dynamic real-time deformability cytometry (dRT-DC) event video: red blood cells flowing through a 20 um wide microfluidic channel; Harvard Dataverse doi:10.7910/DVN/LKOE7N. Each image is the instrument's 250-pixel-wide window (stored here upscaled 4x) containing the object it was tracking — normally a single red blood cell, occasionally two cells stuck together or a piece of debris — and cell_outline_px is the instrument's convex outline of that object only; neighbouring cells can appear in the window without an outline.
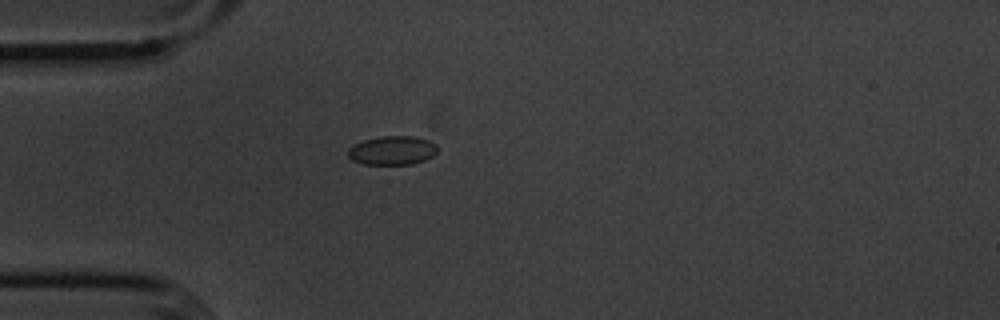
{"species": "common noctule bat (a hibernating species)", "species_latin": "Nyctalus noctula", "temperature_condition": "cold", "stored_images_in_passage": 2, "camera_frame_rate_fps": 3000, "um_per_image_px": 0.085, "animal": {"sex": "male", "body_mass_g": 20.1, "forearm_length_mm": 53.5}, "frame": {"image": 1, "passage_image": 1, "time_ms": 0.0, "image_size_px": [1000, 320], "cell_outline_px": [[436, 152], [432, 156], [424, 160], [412, 164], [364, 164], [352, 160], [348, 156], [348, 148], [352, 144], [364, 140], [380, 136], [416, 136], [428, 140], [436, 144]], "centroid_in_image_um": [33.32, 12.78], "position_along_channel_um": 51.7, "area_um2": 15.09}}